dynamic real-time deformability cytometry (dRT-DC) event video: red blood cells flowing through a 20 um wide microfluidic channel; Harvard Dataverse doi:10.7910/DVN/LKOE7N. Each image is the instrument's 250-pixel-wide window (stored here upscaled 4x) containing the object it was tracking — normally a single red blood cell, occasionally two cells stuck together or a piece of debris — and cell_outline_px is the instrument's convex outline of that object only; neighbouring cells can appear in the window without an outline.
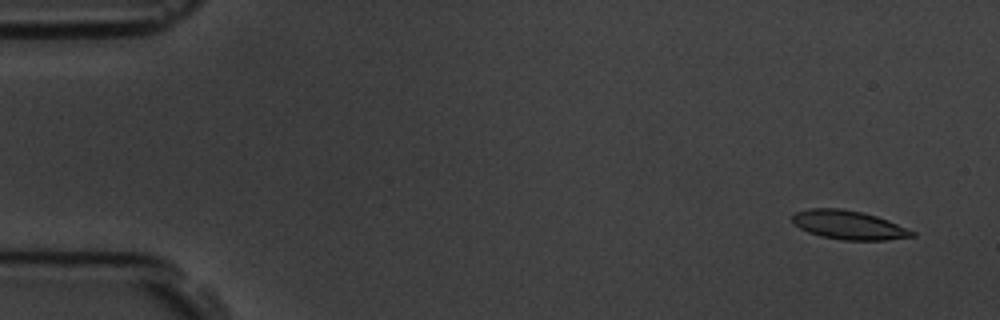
{"species": "common noctule bat (a hibernating species)", "species_latin": "Nyctalus noctula", "temperature_condition": "room temperature", "stored_images_in_passage": 5, "camera_frame_rate_fps": 3000, "um_per_image_px": 0.085, "animal": {"sex": "male", "body_mass_g": 19.5, "forearm_length_mm": 54.6}, "frame": {"image": 1, "passage_image": 1, "time_ms": 0.0, "image_size_px": [1000, 320], "cell_outline_px": [[916, 236], [888, 240], [844, 240], [820, 236], [808, 232], [800, 228], [792, 220], [792, 216], [796, 212], [808, 208], [840, 208], [860, 212], [876, 216], [888, 220], [916, 232]], "centroid_in_image_um": [72.15, 19.13], "position_along_channel_um": 12.8, "area_um2": 20.06}}
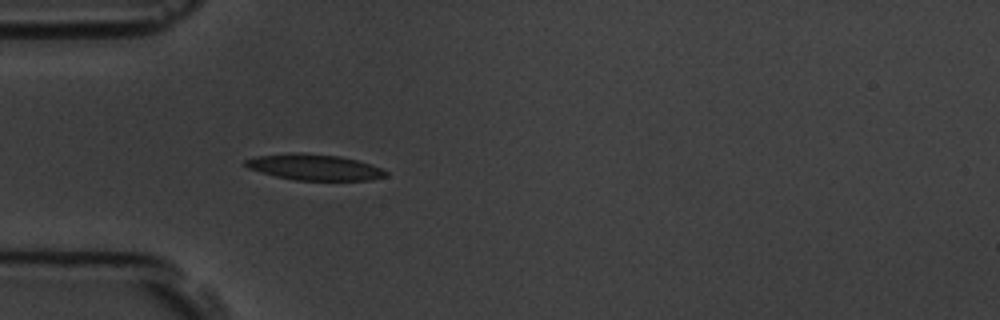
{"frame": {"image": 2, "passage_image": 5, "time_ms": 4.333, "image_size_px": [1000, 320], "cell_outline_px": [[388, 176], [372, 180], [296, 180], [276, 176], [248, 168], [244, 164], [244, 160], [256, 156], [292, 152], [300, 152], [340, 156], [356, 160], [380, 168], [388, 172]], "centroid_in_image_um": [26.71, 14.2], "position_along_channel_um": 58.3, "area_um2": 21.15}}